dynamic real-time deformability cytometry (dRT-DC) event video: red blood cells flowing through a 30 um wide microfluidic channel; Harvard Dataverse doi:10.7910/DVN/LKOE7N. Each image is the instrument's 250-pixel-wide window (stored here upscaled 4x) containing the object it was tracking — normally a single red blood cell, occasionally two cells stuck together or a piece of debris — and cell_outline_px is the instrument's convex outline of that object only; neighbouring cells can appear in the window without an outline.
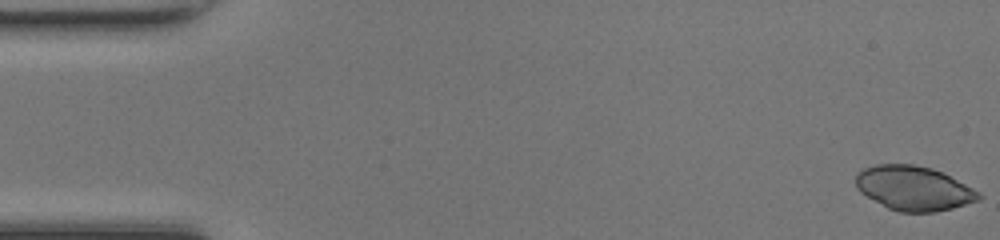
{"species": "common noctule bat (a hibernating species)", "species_latin": "Nyctalus noctula", "temperature_condition": "room temperature", "stored_images_in_passage": 49, "camera_frame_rate_fps": 3000, "um_per_image_px": 0.085, "animal": {"sex": "female", "body_mass_g": 17.0, "forearm_length_mm": 48.0}, "frame": {"image": 1, "passage_image": 1, "time_ms": 0.0, "image_size_px": [1000, 240], "cell_outline_px": [[984, 196], [980, 200], [952, 208], [936, 212], [900, 212], [888, 208], [860, 192], [856, 188], [856, 172], [864, 168], [876, 164], [912, 164], [932, 168], [980, 192]], "centroid_in_image_um": [77.65, 16.0], "position_along_channel_um": 7.3, "area_um2": 31.67}}